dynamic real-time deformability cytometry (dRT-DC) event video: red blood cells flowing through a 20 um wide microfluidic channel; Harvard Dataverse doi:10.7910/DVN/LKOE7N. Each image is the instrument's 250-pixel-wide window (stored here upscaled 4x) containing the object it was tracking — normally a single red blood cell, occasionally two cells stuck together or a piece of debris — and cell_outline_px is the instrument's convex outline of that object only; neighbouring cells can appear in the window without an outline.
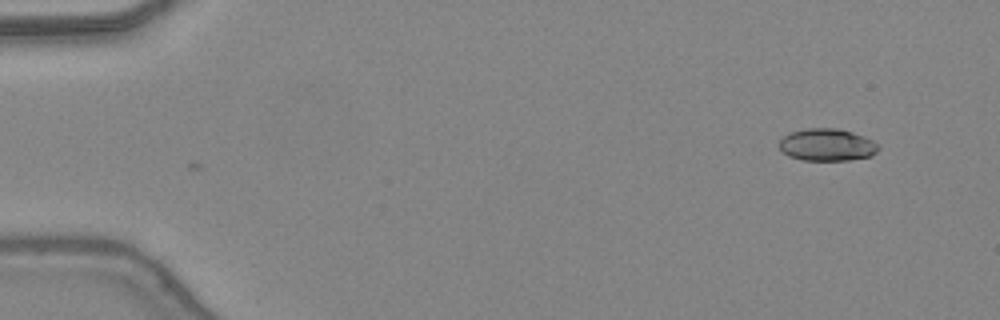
{"species": "common noctule bat (a hibernating species)", "species_latin": "Nyctalus noctula", "temperature_condition": "warm", "stored_images_in_passage": 2, "camera_frame_rate_fps": 3000, "um_per_image_px": 0.085, "animal": {"sex": "female", "body_mass_g": 24.6, "forearm_length_mm": 56.2}, "frame": {"image": 1, "passage_image": 1, "time_ms": 0.0, "image_size_px": [1000, 320], "cell_outline_px": [[880, 148], [872, 156], [848, 160], [804, 160], [788, 156], [780, 152], [780, 140], [788, 132], [808, 128], [836, 128], [852, 132], [864, 136], [880, 144]], "centroid_in_image_um": [70.3, 12.31], "position_along_channel_um": 14.7, "area_um2": 18.84}}